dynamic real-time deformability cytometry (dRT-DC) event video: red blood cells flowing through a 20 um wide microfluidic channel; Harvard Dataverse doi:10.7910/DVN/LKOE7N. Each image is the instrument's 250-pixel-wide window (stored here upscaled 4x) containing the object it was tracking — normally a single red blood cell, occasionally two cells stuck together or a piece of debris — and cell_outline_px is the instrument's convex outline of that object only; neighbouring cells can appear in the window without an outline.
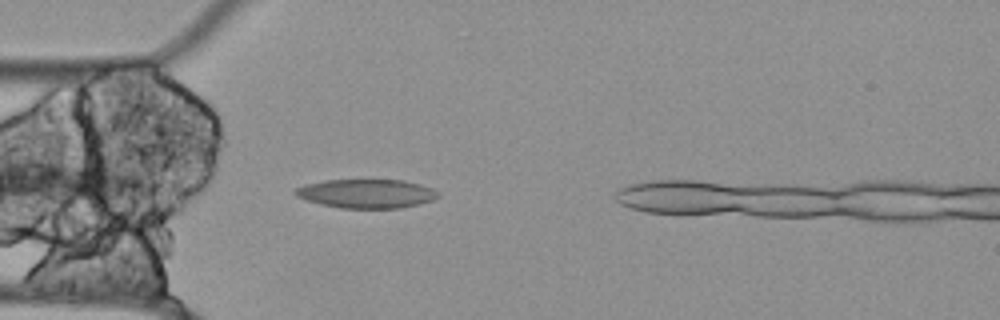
{"species": "Egyptian fruit bat (a non-hibernating species)", "species_latin": "Rousettus aegyptiacus", "temperature_condition": "cold", "stored_images_in_passage": 4, "camera_frame_rate_fps": 3000, "um_per_image_px": 0.085, "animal": {"sex": "female"}, "frame": {"image": 1, "passage_image": 1, "time_ms": 0.0, "image_size_px": [1000, 320], "cell_outline_px": [[440, 196], [432, 200], [420, 204], [400, 208], [340, 208], [308, 200], [296, 196], [292, 192], [296, 188], [304, 184], [324, 180], [404, 180], [420, 184], [432, 188], [440, 192]], "centroid_in_image_um": [31.18, 16.45], "position_along_channel_um": 53.8, "area_um2": 24.1}}
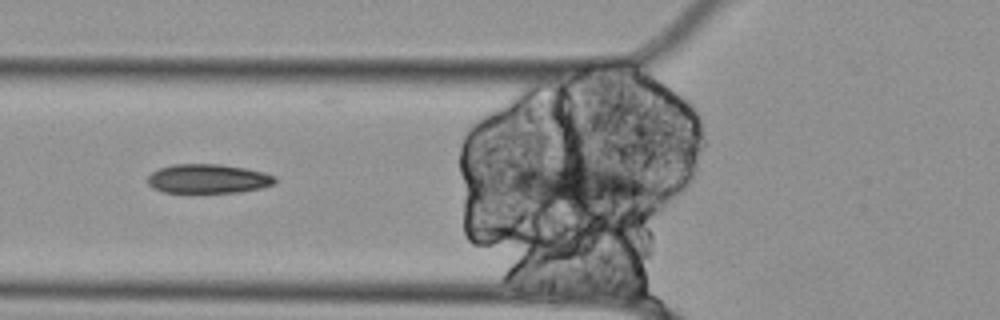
{"frame": {"image": 2, "passage_image": 3, "time_ms": 0.667, "image_size_px": [1000, 320], "cell_outline_px": [[276, 184], [260, 188], [240, 192], [164, 192], [152, 188], [148, 184], [148, 176], [152, 172], [160, 168], [172, 164], [220, 164], [248, 168], [264, 172], [276, 176]], "centroid_in_image_um": [17.72, 15.18], "position_along_channel_um": 108.1, "area_um2": 21.79}}